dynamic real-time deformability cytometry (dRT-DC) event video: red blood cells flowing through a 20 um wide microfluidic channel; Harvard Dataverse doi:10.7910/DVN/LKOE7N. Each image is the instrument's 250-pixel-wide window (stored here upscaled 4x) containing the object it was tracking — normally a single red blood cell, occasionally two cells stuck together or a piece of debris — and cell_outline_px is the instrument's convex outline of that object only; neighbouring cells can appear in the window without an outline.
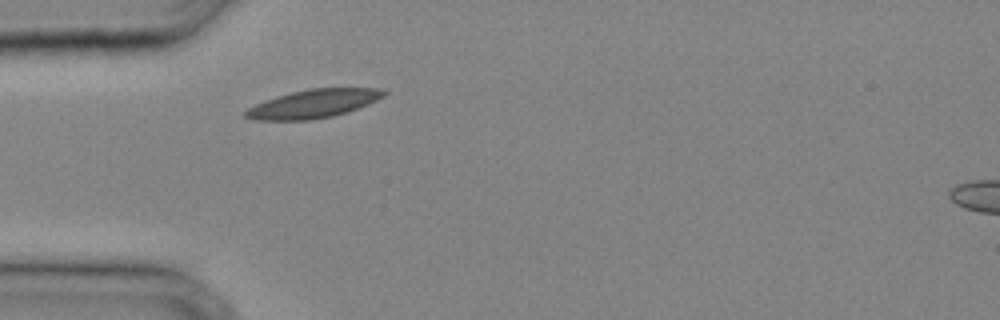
{"species": "common noctule bat (a hibernating species)", "species_latin": "Nyctalus noctula", "temperature_condition": "cold", "stored_images_in_passage": 19, "camera_frame_rate_fps": 3000, "um_per_image_px": 0.085, "animal": {"sex": "male", "body_mass_g": 20.4}, "frame": {"image": 1, "passage_image": 1, "time_ms": 0.0, "image_size_px": [1000, 320], "cell_outline_px": [[388, 92], [384, 96], [368, 104], [348, 112], [332, 116], [312, 120], [256, 120], [244, 116], [244, 112], [248, 108], [256, 104], [276, 96], [308, 88], [376, 88]], "centroid_in_image_um": [26.64, 8.82], "position_along_channel_um": 58.4, "area_um2": 22.83}}
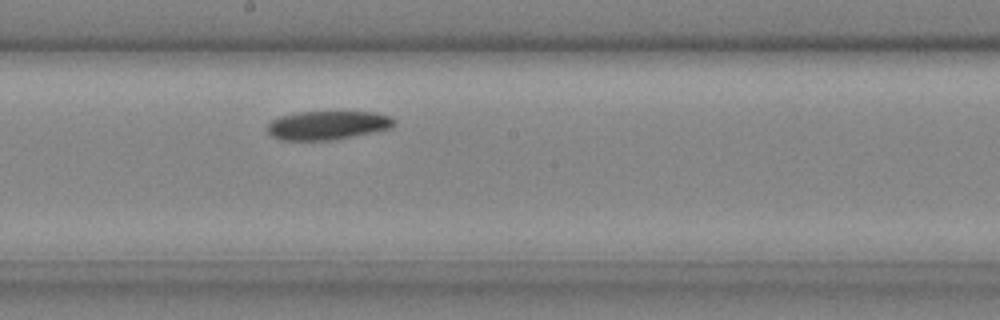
{"frame": {"image": 2, "passage_image": 10, "time_ms": 3.0, "image_size_px": [1000, 320], "cell_outline_px": [[396, 124], [392, 128], [336, 140], [280, 140], [272, 136], [268, 132], [268, 124], [272, 120], [280, 116], [296, 112], [376, 112], [388, 116], [396, 120]], "centroid_in_image_um": [27.86, 10.65], "position_along_channel_um": 220.3, "area_um2": 21.39}}
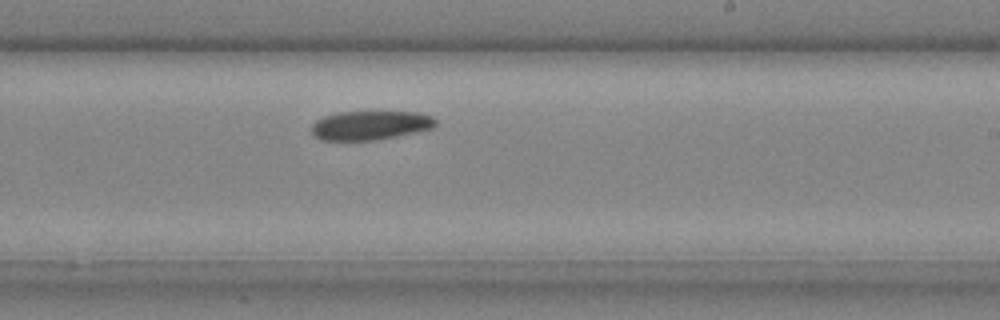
{"frame": {"image": 3, "passage_image": 12, "time_ms": 3.667, "image_size_px": [1000, 320], "cell_outline_px": [[436, 124], [432, 128], [416, 132], [376, 140], [320, 140], [312, 132], [312, 124], [316, 120], [324, 116], [340, 112], [420, 112], [432, 116], [436, 120]], "centroid_in_image_um": [31.48, 10.65], "position_along_channel_um": 257.5, "area_um2": 20.92}}